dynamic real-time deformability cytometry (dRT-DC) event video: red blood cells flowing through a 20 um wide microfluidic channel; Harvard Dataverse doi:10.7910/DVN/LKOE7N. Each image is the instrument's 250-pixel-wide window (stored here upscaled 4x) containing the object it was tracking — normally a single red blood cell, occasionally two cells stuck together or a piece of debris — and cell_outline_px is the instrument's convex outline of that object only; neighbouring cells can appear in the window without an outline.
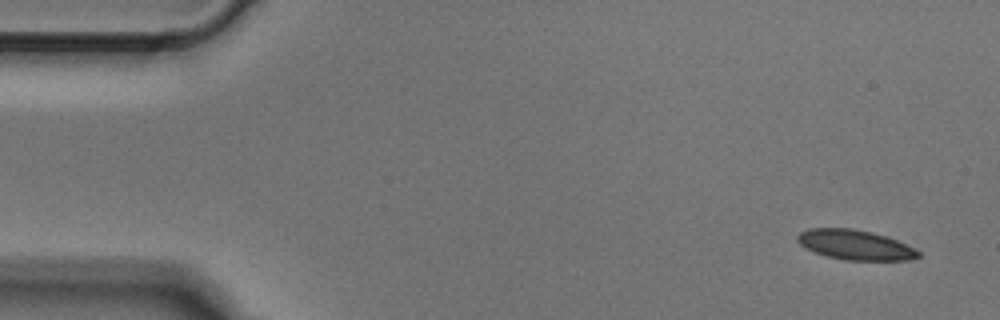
{"species": "Egyptian fruit bat (a non-hibernating species)", "species_latin": "Rousettus aegyptiacus", "temperature_condition": "cold", "stored_images_in_passage": 5, "camera_frame_rate_fps": 3000, "um_per_image_px": 0.085, "animal": {"sex": "male"}, "frame": {"image": 1, "passage_image": 1, "time_ms": 0.0, "image_size_px": [1000, 320], "cell_outline_px": [[920, 256], [908, 260], [844, 260], [824, 256], [800, 244], [796, 240], [796, 236], [800, 232], [808, 228], [852, 228], [872, 232], [896, 240], [920, 252]], "centroid_in_image_um": [72.64, 20.81], "position_along_channel_um": 12.4, "area_um2": 20.87}}
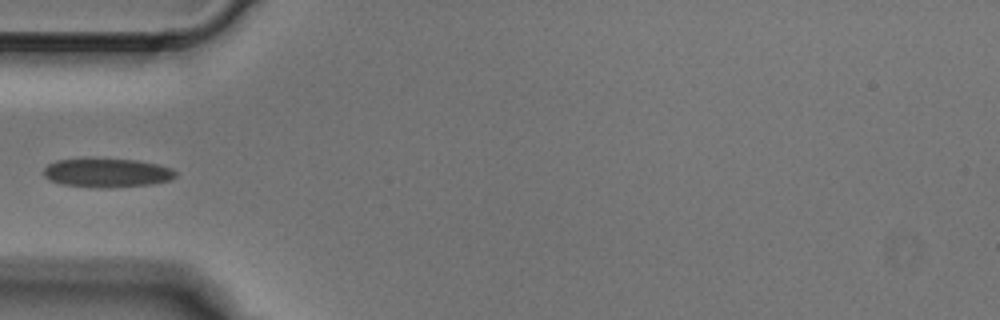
{"frame": {"image": 2, "passage_image": 4, "time_ms": 1.0, "image_size_px": [1000, 320], "cell_outline_px": [[176, 176], [168, 180], [152, 184], [104, 188], [100, 188], [60, 184], [48, 180], [44, 176], [44, 168], [48, 164], [56, 160], [136, 160], [160, 164], [172, 168], [176, 172]], "centroid_in_image_um": [9.1, 14.71], "position_along_channel_um": 75.9, "area_um2": 21.91}}
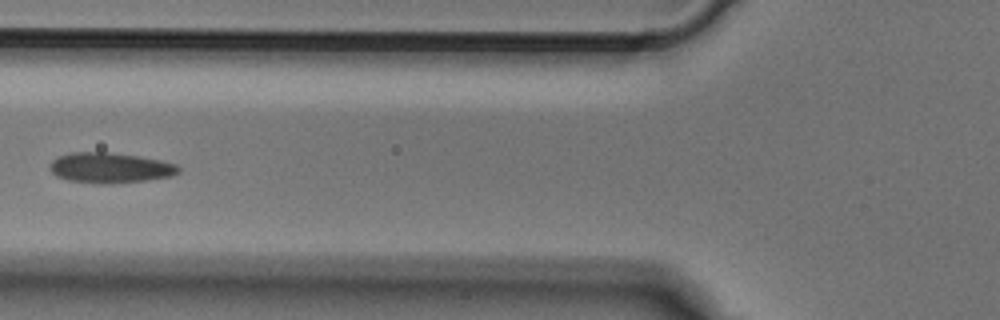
{"frame": {"image": 3, "passage_image": 5, "time_ms": 1.333, "image_size_px": [1000, 320], "cell_outline_px": [[180, 172], [172, 176], [148, 180], [112, 184], [96, 184], [68, 180], [56, 176], [52, 172], [52, 160], [60, 156], [72, 152], [108, 152], [140, 156], [160, 160], [176, 164], [180, 168]], "centroid_in_image_um": [9.4, 14.27], "position_along_channel_um": 116.4, "area_um2": 22.83}}